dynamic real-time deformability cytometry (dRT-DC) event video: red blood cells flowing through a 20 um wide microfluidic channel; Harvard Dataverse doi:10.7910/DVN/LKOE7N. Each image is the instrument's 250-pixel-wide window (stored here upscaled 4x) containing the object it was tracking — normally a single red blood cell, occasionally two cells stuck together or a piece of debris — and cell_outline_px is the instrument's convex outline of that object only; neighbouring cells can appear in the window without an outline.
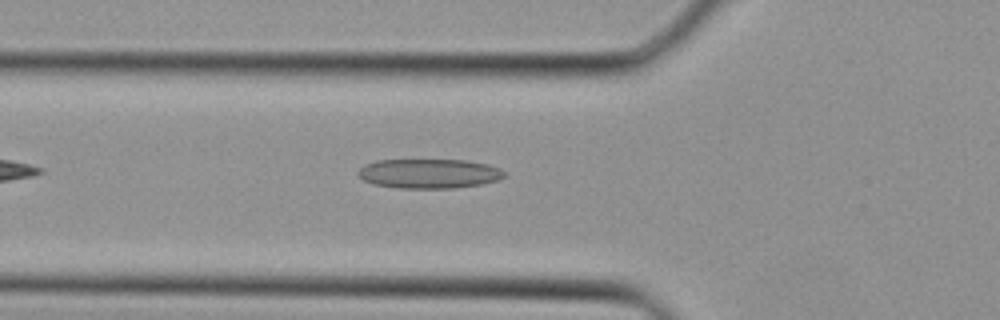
{"species": "Egyptian fruit bat (a non-hibernating species)", "species_latin": "Rousettus aegyptiacus", "temperature_condition": "cold", "stored_images_in_passage": 23, "camera_frame_rate_fps": 3000, "um_per_image_px": 0.085, "animal": {"sex": "female"}, "frame": {"image": 1, "passage_image": 2, "time_ms": 0.333, "image_size_px": [1000, 320], "cell_outline_px": [[508, 176], [496, 180], [480, 184], [452, 188], [396, 188], [372, 184], [364, 180], [356, 172], [364, 164], [376, 160], [468, 160], [488, 164], [504, 172]], "centroid_in_image_um": [36.43, 14.75], "position_along_channel_um": 89.4, "area_um2": 25.14}}
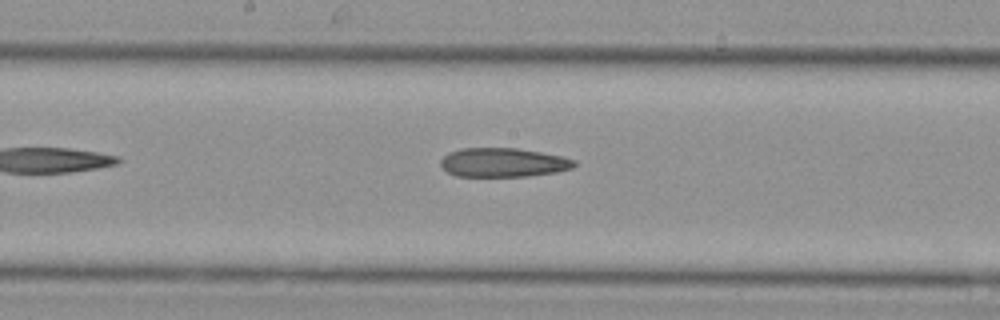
{"frame": {"image": 2, "passage_image": 8, "time_ms": 2.333, "image_size_px": [1000, 320], "cell_outline_px": [[576, 164], [572, 168], [556, 172], [528, 176], [456, 176], [448, 172], [440, 164], [440, 160], [448, 152], [460, 148], [516, 148], [540, 152], [560, 156], [576, 160]], "centroid_in_image_um": [42.75, 13.81], "position_along_channel_um": 205.4, "area_um2": 22.54}}
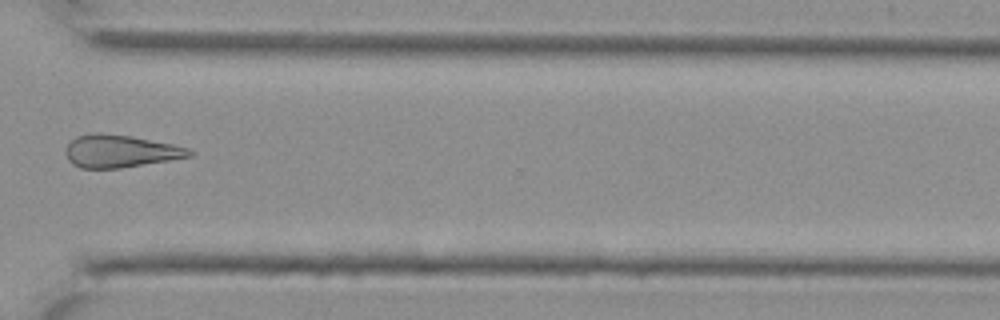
{"frame": {"image": 3, "passage_image": 16, "time_ms": 5.0, "image_size_px": [1000, 320], "cell_outline_px": [[192, 156], [120, 168], [80, 168], [72, 164], [68, 160], [64, 152], [68, 144], [76, 136], [96, 132], [100, 132], [132, 136], [192, 148]], "centroid_in_image_um": [10.2, 12.84], "position_along_channel_um": 360.4, "area_um2": 23.52}}